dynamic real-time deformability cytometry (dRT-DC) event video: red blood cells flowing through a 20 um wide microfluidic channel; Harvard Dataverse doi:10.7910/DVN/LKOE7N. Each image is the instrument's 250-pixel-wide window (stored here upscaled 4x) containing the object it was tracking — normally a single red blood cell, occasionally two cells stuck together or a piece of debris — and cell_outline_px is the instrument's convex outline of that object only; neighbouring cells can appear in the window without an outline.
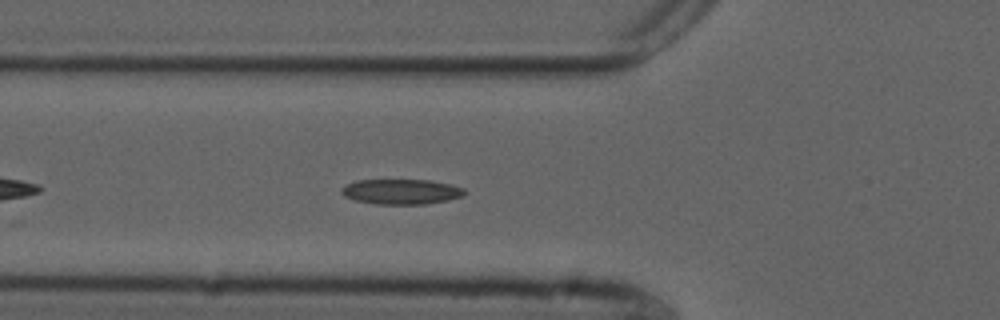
{"species": "common noctule bat (a hibernating species)", "species_latin": "Nyctalus noctula", "temperature_condition": "cold", "stored_images_in_passage": 40, "camera_frame_rate_fps": 3000, "um_per_image_px": 0.085, "animal": {"sex": "male", "forearm_length_mm": 52.5}, "frame": {"image": 1, "passage_image": 7, "time_ms": 2.0, "image_size_px": [1000, 320], "cell_outline_px": [[464, 196], [448, 200], [424, 204], [376, 204], [356, 200], [344, 196], [340, 192], [348, 184], [356, 180], [428, 180], [448, 184], [464, 188]], "centroid_in_image_um": [34.12, 16.29], "position_along_channel_um": 91.7, "area_um2": 17.8}}
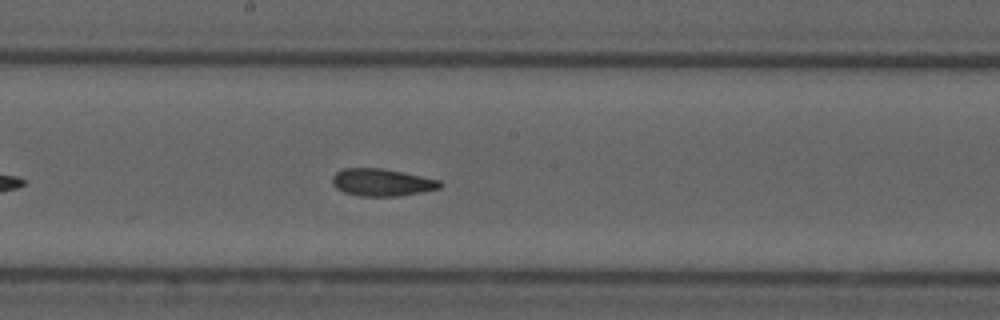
{"frame": {"image": 2, "passage_image": 17, "time_ms": 5.333, "image_size_px": [1000, 320], "cell_outline_px": [[444, 184], [440, 188], [420, 192], [396, 196], [360, 196], [344, 192], [336, 188], [332, 184], [332, 176], [336, 172], [344, 168], [384, 168], [440, 180]], "centroid_in_image_um": [32.45, 15.49], "position_along_channel_um": 215.8, "area_um2": 17.17}}
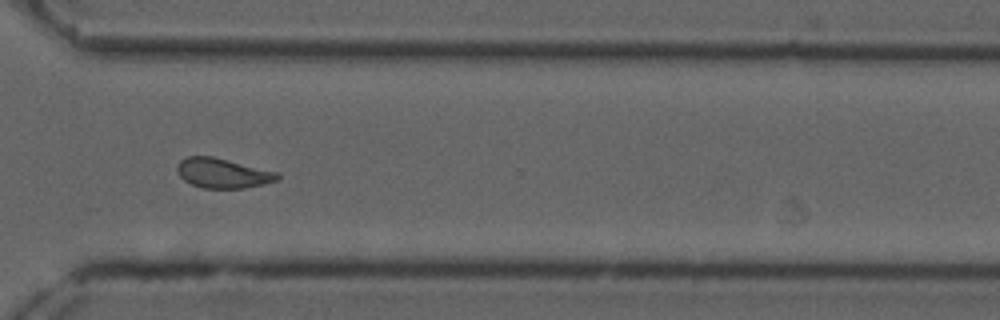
{"frame": {"image": 3, "passage_image": 28, "time_ms": 9.0, "image_size_px": [1000, 320], "cell_outline_px": [[280, 180], [244, 188], [204, 188], [192, 184], [184, 180], [180, 176], [176, 168], [176, 164], [180, 160], [188, 156], [212, 156], [276, 172], [280, 176]], "centroid_in_image_um": [18.9, 14.72], "position_along_channel_um": 351.7, "area_um2": 17.22}, "authors_computed_cell_mechanics": {"area_um2": 17.2822, "velocity_mm_per_s": 3.7164, "shape_relaxation_time_tau1_ms": null, "shape_relaxation_time_tau2_ms": 2.6051, "deformation_change_tau1": null, "deformation_change_tau2": 0.0935}}